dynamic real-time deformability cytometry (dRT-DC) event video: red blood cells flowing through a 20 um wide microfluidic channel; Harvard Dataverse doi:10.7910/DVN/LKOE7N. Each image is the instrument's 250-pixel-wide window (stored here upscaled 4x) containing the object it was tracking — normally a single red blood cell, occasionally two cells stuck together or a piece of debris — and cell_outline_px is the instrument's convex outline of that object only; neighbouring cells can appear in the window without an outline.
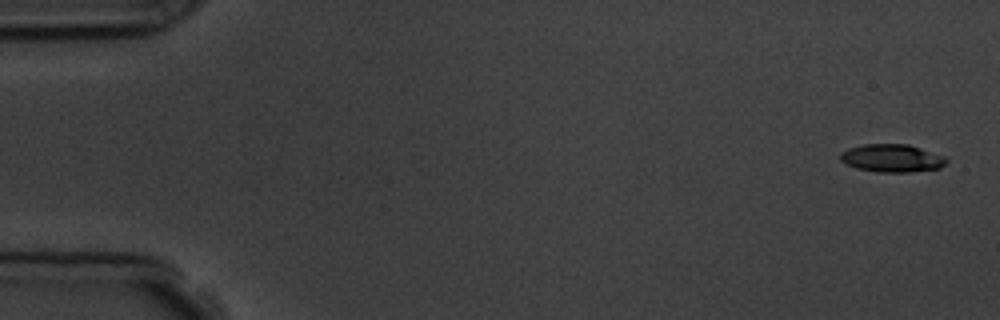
{"species": "common noctule bat (a hibernating species)", "species_latin": "Nyctalus noctula", "temperature_condition": "room temperature", "stored_images_in_passage": 3, "segment_of_instrument_passage": [2, 2], "camera_frame_rate_fps": 3000, "um_per_image_px": 0.085, "animal": {"sex": "male", "body_mass_g": 19.5, "forearm_length_mm": 54.6}, "frame": {"image": 1, "passage_image": 3, "time_ms": 2.333, "image_size_px": [1000, 320], "cell_outline_px": [[948, 160], [940, 168], [908, 172], [880, 172], [856, 168], [840, 160], [840, 152], [848, 148], [864, 144], [908, 144], [944, 156]], "centroid_in_image_um": [75.8, 13.44], "position_along_channel_um": 9.2, "area_um2": 17.11}}